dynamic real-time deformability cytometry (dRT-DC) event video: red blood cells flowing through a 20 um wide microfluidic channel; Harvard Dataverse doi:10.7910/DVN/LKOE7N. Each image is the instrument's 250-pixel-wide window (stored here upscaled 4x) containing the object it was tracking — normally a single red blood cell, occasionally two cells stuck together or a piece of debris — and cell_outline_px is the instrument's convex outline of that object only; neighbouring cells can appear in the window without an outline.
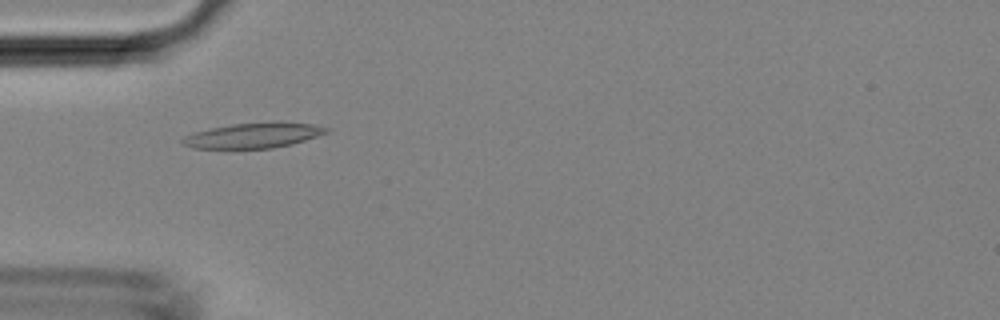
{"species": "Egyptian fruit bat (a non-hibernating species)", "species_latin": "Rousettus aegyptiacus", "temperature_condition": "room temperature", "stored_images_in_passage": 45, "camera_frame_rate_fps": 3000, "um_per_image_px": 0.085, "animal": {"sex": "female"}, "frame": {"image": 1, "passage_image": 14, "time_ms": 4.333, "image_size_px": [1000, 320], "cell_outline_px": [[332, 128], [328, 132], [292, 144], [272, 148], [192, 148], [184, 144], [180, 140], [184, 136], [192, 132], [232, 124], [272, 120], [312, 124]], "centroid_in_image_um": [21.56, 11.48], "position_along_channel_um": 63.4, "area_um2": 21.39}}
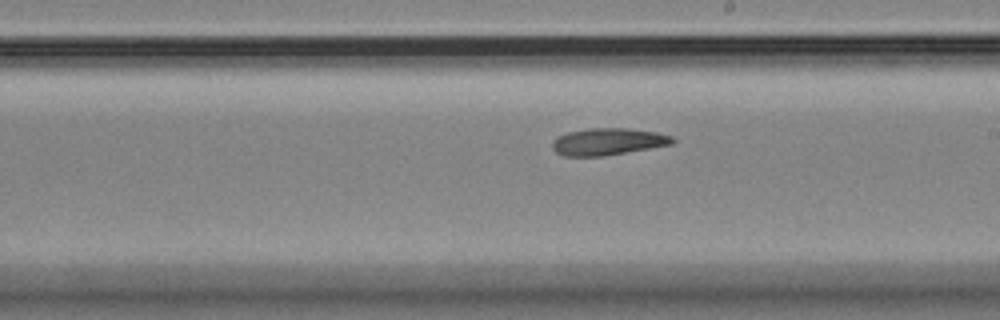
{"frame": {"image": 2, "passage_image": 26, "time_ms": 8.333, "image_size_px": [1000, 320], "cell_outline_px": [[676, 140], [672, 144], [604, 156], [564, 156], [556, 152], [552, 148], [552, 140], [556, 136], [568, 132], [588, 128], [628, 128], [656, 132], [672, 136]], "centroid_in_image_um": [51.65, 12.03], "position_along_channel_um": 237.4, "area_um2": 18.96}}
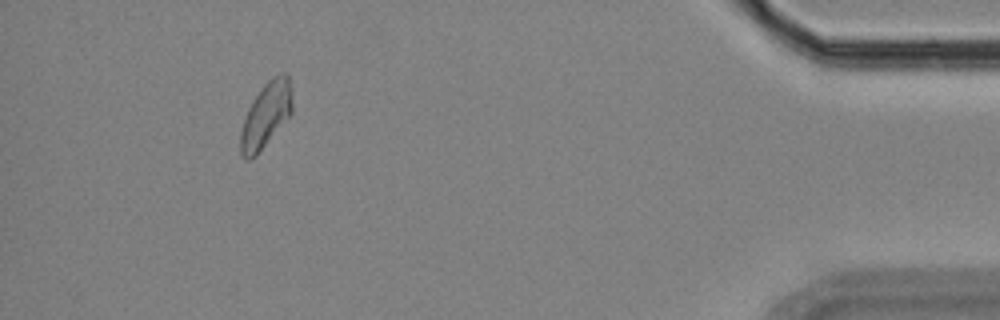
{"frame": {"image": 3, "passage_image": 42, "time_ms": 13.667, "image_size_px": [1000, 320], "cell_outline_px": [[292, 112], [256, 156], [252, 160], [248, 160], [240, 152], [240, 132], [248, 108], [252, 100], [264, 84], [272, 76], [280, 72], [284, 72], [288, 76], [292, 88]], "centroid_in_image_um": [22.61, 9.75], "position_along_channel_um": 412.6, "area_um2": 19.65}}